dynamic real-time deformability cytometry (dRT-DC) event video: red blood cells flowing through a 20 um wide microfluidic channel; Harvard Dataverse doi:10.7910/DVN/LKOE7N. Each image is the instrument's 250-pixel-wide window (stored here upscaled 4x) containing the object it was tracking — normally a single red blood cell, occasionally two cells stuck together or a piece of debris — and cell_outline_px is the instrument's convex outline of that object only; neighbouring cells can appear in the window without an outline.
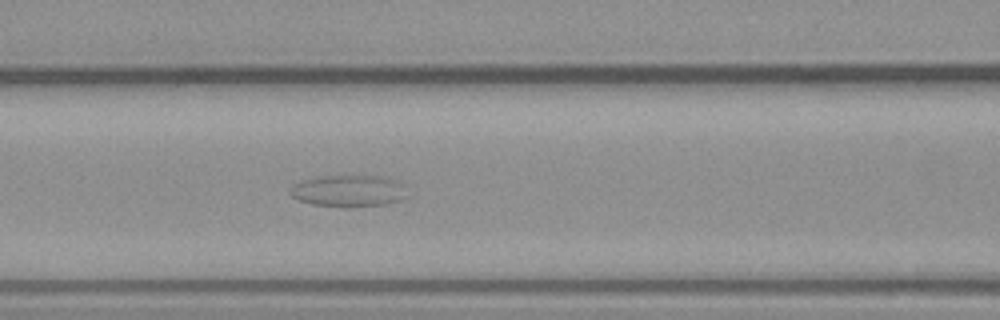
{"species": "common noctule bat (a hibernating species)", "species_latin": "Nyctalus noctula", "temperature_condition": "warm", "stored_images_in_passage": 45, "camera_frame_rate_fps": 3000, "um_per_image_px": 0.085, "animal": {"sex": "male", "body_mass_g": 23.1, "forearm_length_mm": 52.7}, "frame": {"image": 1, "passage_image": 14, "time_ms": 4.333, "image_size_px": [1000, 320], "cell_outline_px": [[408, 196], [400, 200], [384, 204], [312, 204], [300, 200], [292, 196], [288, 192], [292, 184], [300, 180], [324, 176], [360, 172], [384, 176], [408, 184]], "centroid_in_image_um": [29.72, 16.11], "position_along_channel_um": 136.9, "area_um2": 22.02}}
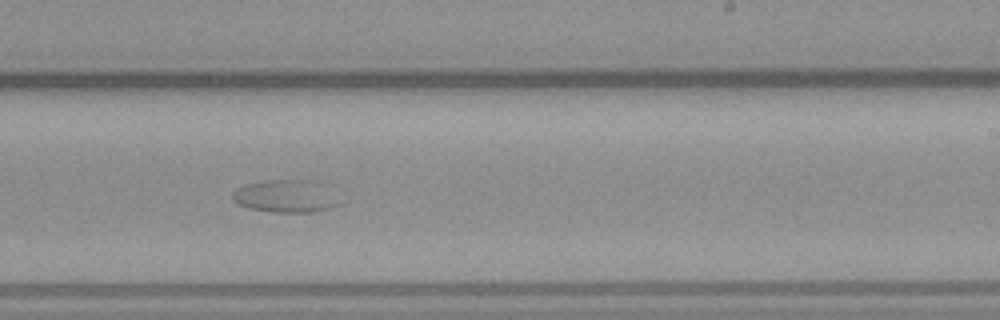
{"frame": {"image": 2, "passage_image": 24, "time_ms": 7.667, "image_size_px": [1000, 320], "cell_outline_px": [[340, 204], [328, 208], [312, 212], [272, 212], [248, 208], [232, 200], [232, 192], [236, 188], [244, 184], [264, 180], [312, 180]], "centroid_in_image_um": [24.11, 16.68], "position_along_channel_um": 264.9, "area_um2": 19.59}}
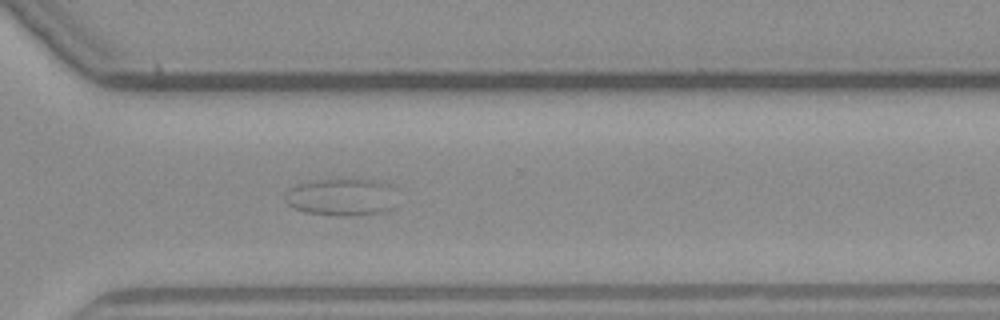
{"frame": {"image": 3, "passage_image": 30, "time_ms": 9.667, "image_size_px": [1000, 320], "cell_outline_px": [[392, 188], [388, 208], [380, 212], [352, 216], [332, 216], [308, 212], [296, 208], [288, 204], [284, 200], [284, 196], [296, 184], [332, 176], [348, 176], [376, 180], [388, 184]], "centroid_in_image_um": [28.93, 16.68], "position_along_channel_um": 341.7, "area_um2": 24.62}}